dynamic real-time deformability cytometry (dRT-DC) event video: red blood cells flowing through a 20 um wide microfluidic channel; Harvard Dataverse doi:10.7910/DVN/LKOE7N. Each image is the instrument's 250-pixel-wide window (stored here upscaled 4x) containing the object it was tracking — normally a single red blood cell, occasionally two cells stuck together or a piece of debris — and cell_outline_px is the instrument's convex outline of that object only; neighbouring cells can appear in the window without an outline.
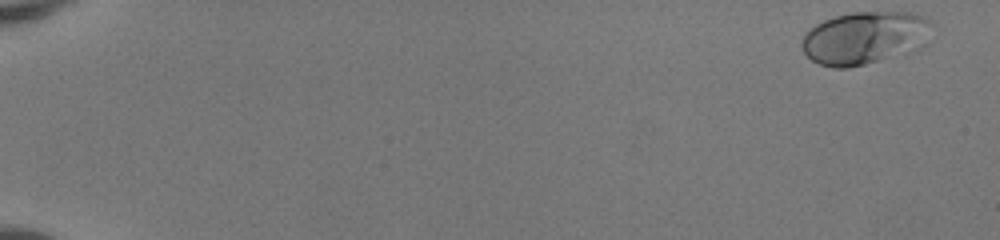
{"species": "human", "species_latin": "Homo sapiens", "temperature_condition": "room temperature", "stored_images_in_passage": 50, "camera_frame_rate_fps": 3000, "um_per_image_px": 0.085, "donor": {"sex": "female"}, "frame": {"image": 1, "passage_image": 1, "time_ms": 0.0, "image_size_px": [1000, 240], "cell_outline_px": [[932, 24], [924, 44], [920, 48], [904, 56], [848, 68], [832, 68], [820, 64], [812, 60], [804, 52], [800, 44], [808, 28], [824, 20], [836, 16], [852, 12], [916, 12], [924, 16]], "centroid_in_image_um": [73.52, 3.23], "position_along_channel_um": 11.5, "area_um2": 40.63}}
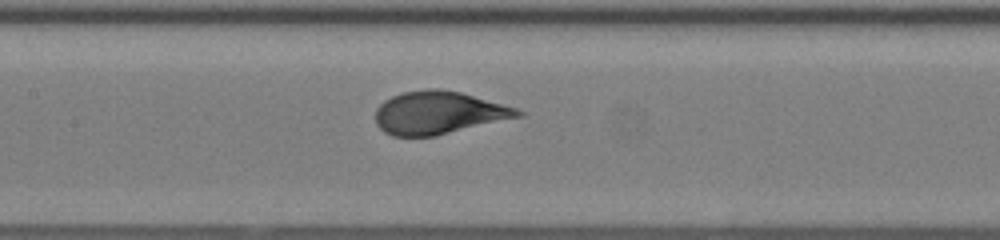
{"frame": {"image": 2, "passage_image": 26, "time_ms": 8.333, "image_size_px": [1000, 240], "cell_outline_px": [[524, 116], [436, 136], [392, 136], [384, 132], [376, 124], [376, 108], [384, 100], [392, 96], [404, 92], [428, 88], [440, 88], [460, 92], [516, 108], [524, 112]], "centroid_in_image_um": [37.28, 9.59], "position_along_channel_um": 170.1, "area_um2": 35.6}}
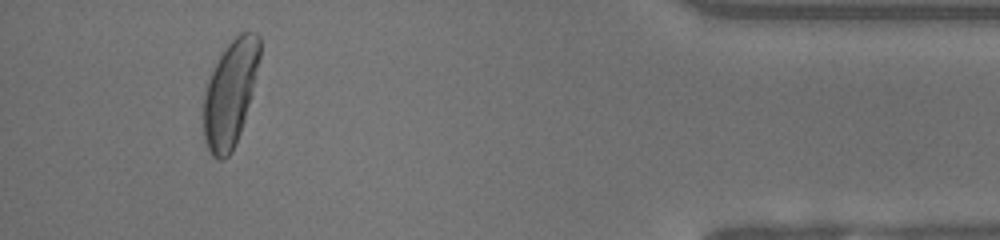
{"frame": {"image": 3, "passage_image": 47, "time_ms": 15.333, "image_size_px": [1000, 240], "cell_outline_px": [[260, 56], [244, 120], [240, 132], [228, 156], [224, 160], [216, 160], [212, 156], [204, 140], [204, 92], [212, 68], [228, 44], [240, 32], [256, 32], [260, 36]], "centroid_in_image_um": [19.55, 7.92], "position_along_channel_um": 415.7, "area_um2": 34.16}, "authors_computed_cell_mechanics": {"area_um2": 35.4025, "velocity_mm_per_s": 4.1643, "shape_relaxation_time_tau1_ms": 3.1931, "shape_relaxation_time_tau2_ms": null, "deformation_change_tau1": 0.1802, "deformation_change_tau2": null}}